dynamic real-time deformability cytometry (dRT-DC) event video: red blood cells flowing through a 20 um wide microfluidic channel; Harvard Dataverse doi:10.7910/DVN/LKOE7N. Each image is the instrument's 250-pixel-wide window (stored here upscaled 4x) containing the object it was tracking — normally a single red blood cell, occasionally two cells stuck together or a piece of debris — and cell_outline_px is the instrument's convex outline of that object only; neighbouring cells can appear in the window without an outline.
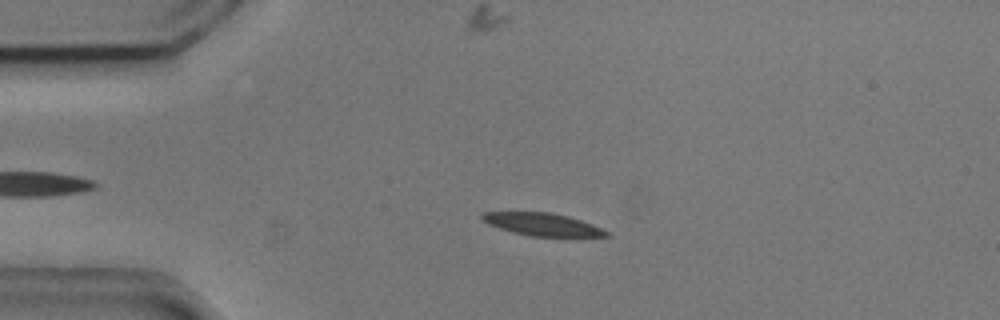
{"species": "common noctule bat (a hibernating species)", "species_latin": "Nyctalus noctula", "temperature_condition": "cold", "stored_images_in_passage": 41, "camera_frame_rate_fps": 3000, "um_per_image_px": 0.085, "animal": {"sex": "male", "body_mass_g": 20.5, "forearm_length_mm": 52.5}, "frame": {"image": 1, "passage_image": 9, "time_ms": 2.667, "image_size_px": [1000, 320], "cell_outline_px": [[612, 236], [532, 236], [512, 232], [488, 224], [480, 220], [480, 216], [484, 212], [548, 212], [568, 216], [592, 224], [608, 232]], "centroid_in_image_um": [46.05, 19.06], "position_along_channel_um": 38.9, "area_um2": 16.18}}
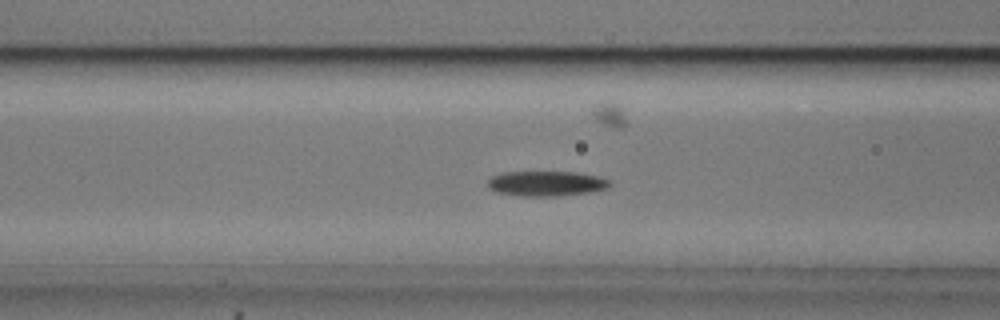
{"frame": {"image": 2, "passage_image": 18, "time_ms": 5.667, "image_size_px": [1000, 320], "cell_outline_px": [[612, 184], [608, 188], [588, 192], [560, 196], [520, 196], [496, 192], [488, 188], [488, 180], [492, 176], [504, 172], [576, 172], [600, 176], [612, 180]], "centroid_in_image_um": [46.47, 15.6], "position_along_channel_um": 120.1, "area_um2": 18.03}}
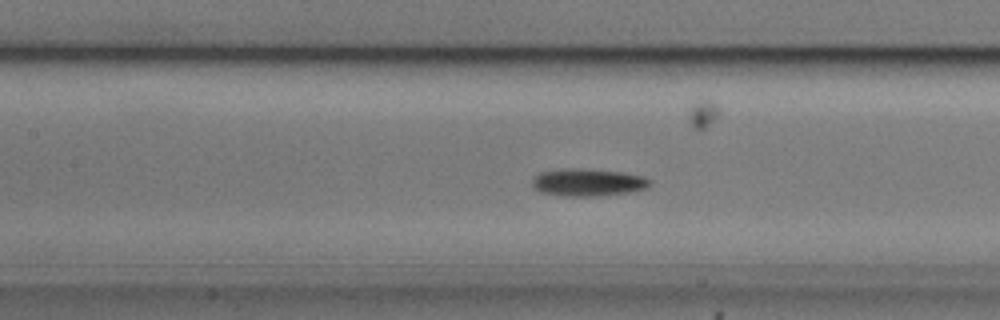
{"frame": {"image": 3, "passage_image": 21, "time_ms": 6.667, "image_size_px": [1000, 320], "cell_outline_px": [[652, 184], [648, 188], [628, 192], [592, 196], [564, 196], [540, 192], [532, 184], [532, 176], [540, 172], [564, 168], [584, 168], [620, 172], [644, 176], [652, 180]], "centroid_in_image_um": [49.97, 15.49], "position_along_channel_um": 157.4, "area_um2": 18.96}, "authors_computed_cell_mechanics": {"area_um2": 17.7446, "velocity_mm_per_s": 3.689, "shape_relaxation_time_tau1_ms": 3.8342, "shape_relaxation_time_tau2_ms": null, "deformation_change_tau1": 0.0986, "deformation_change_tau2": null}}